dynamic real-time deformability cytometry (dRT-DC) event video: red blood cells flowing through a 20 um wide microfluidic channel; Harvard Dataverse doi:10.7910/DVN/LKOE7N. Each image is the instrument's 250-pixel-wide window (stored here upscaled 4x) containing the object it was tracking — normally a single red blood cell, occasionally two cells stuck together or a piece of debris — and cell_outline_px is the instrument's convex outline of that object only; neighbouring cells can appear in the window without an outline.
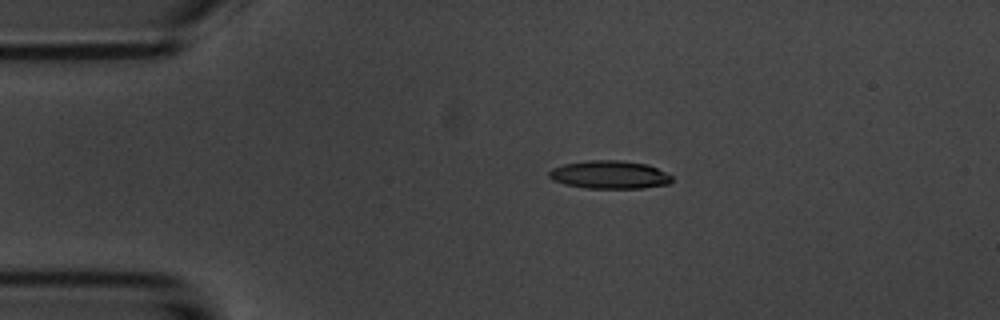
{"species": "common noctule bat (a hibernating species)", "species_latin": "Nyctalus noctula", "temperature_condition": "room temperature", "stored_images_in_passage": 2, "camera_frame_rate_fps": 3000, "um_per_image_px": 0.085, "animal": {"sex": "male", "body_mass_g": 20.1, "forearm_length_mm": 53.5}, "frame": {"image": 1, "passage_image": 1, "time_ms": 0.0, "image_size_px": [1000, 320], "cell_outline_px": [[672, 180], [668, 184], [644, 188], [584, 188], [564, 184], [552, 180], [548, 176], [548, 172], [552, 168], [564, 164], [588, 160], [620, 160], [648, 164], [672, 176]], "centroid_in_image_um": [51.78, 14.85], "position_along_channel_um": 33.2, "area_um2": 20.17}}